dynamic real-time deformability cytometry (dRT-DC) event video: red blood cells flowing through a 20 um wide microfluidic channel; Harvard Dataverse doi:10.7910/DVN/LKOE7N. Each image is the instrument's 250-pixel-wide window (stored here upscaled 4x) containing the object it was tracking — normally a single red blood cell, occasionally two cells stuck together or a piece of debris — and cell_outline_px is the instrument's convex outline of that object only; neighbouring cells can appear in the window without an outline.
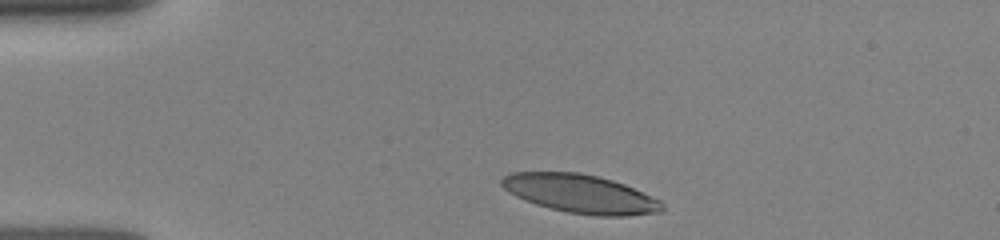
{"species": "human", "species_latin": "Homo sapiens", "temperature_condition": "room temperature", "stored_images_in_passage": 14, "camera_frame_rate_fps": 3000, "um_per_image_px": 0.085, "donor": {"sex": "female"}, "frame": {"image": 1, "passage_image": 1, "time_ms": 0.0, "image_size_px": [1000, 240], "cell_outline_px": [[664, 212], [628, 216], [596, 216], [568, 212], [536, 204], [524, 200], [508, 192], [500, 184], [500, 180], [504, 176], [512, 172], [580, 172], [612, 180], [624, 184], [660, 200], [664, 204]], "centroid_in_image_um": [49.35, 16.48], "position_along_channel_um": 35.7, "area_um2": 36.07}}
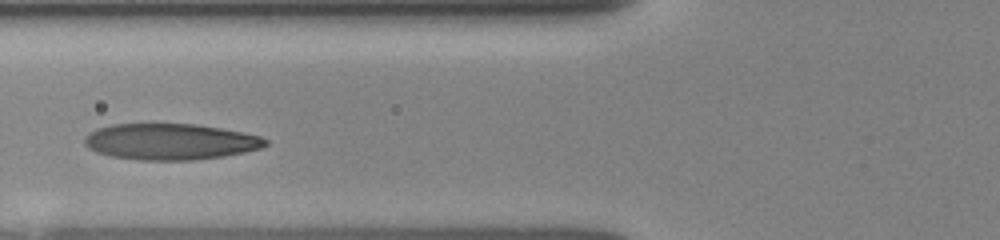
{"frame": {"image": 2, "passage_image": 7, "time_ms": 3.0, "image_size_px": [1000, 240], "cell_outline_px": [[268, 144], [260, 148], [244, 152], [224, 156], [192, 160], [140, 160], [112, 156], [96, 152], [88, 148], [84, 144], [84, 136], [96, 128], [112, 124], [196, 124], [244, 132], [260, 136], [268, 140]], "centroid_in_image_um": [14.46, 12.04], "position_along_channel_um": 111.3, "area_um2": 38.21}}
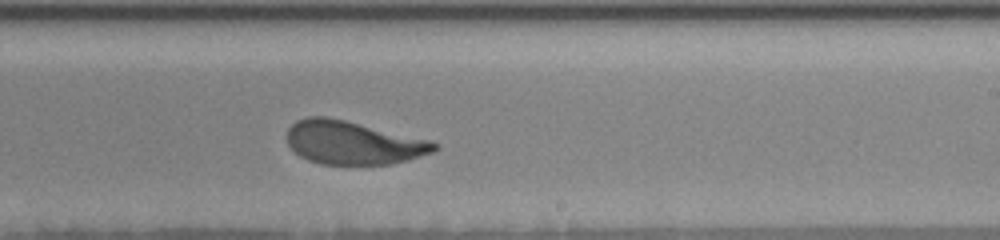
{"frame": {"image": 3, "passage_image": 14, "time_ms": 6.667, "image_size_px": [1000, 240], "cell_outline_px": [[440, 148], [432, 152], [408, 160], [392, 164], [320, 164], [308, 160], [300, 156], [288, 144], [288, 128], [296, 120], [308, 116], [324, 116], [344, 120], [432, 140], [440, 144]], "centroid_in_image_um": [30.04, 12.13], "position_along_channel_um": 259.0, "area_um2": 37.22}}